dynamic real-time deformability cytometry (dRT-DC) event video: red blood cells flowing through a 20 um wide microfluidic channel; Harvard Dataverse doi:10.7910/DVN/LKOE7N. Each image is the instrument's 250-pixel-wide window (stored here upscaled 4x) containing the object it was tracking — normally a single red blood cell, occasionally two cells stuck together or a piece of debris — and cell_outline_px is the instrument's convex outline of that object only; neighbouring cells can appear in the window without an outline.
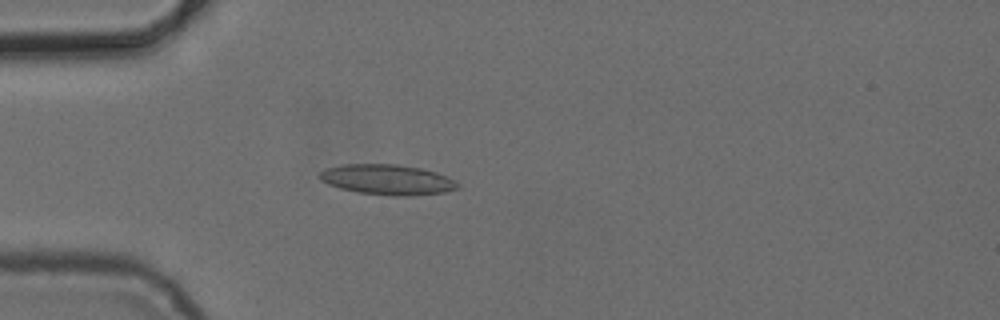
{"species": "common noctule bat (a hibernating species)", "species_latin": "Nyctalus noctula", "temperature_condition": "cold", "stored_images_in_passage": 4, "camera_frame_rate_fps": 3000, "um_per_image_px": 0.085, "animal": {"sex": "female", "body_mass_g": 24.6, "forearm_length_mm": 56.2}, "frame": {"image": 1, "passage_image": 4, "time_ms": 3.333, "image_size_px": [1000, 320], "cell_outline_px": [[460, 188], [444, 192], [408, 196], [392, 196], [356, 192], [340, 188], [328, 184], [320, 180], [320, 172], [328, 168], [344, 164], [396, 164], [420, 168], [436, 172], [448, 176], [460, 184]], "centroid_in_image_um": [32.96, 15.27], "position_along_channel_um": 52.0, "area_um2": 24.39}}